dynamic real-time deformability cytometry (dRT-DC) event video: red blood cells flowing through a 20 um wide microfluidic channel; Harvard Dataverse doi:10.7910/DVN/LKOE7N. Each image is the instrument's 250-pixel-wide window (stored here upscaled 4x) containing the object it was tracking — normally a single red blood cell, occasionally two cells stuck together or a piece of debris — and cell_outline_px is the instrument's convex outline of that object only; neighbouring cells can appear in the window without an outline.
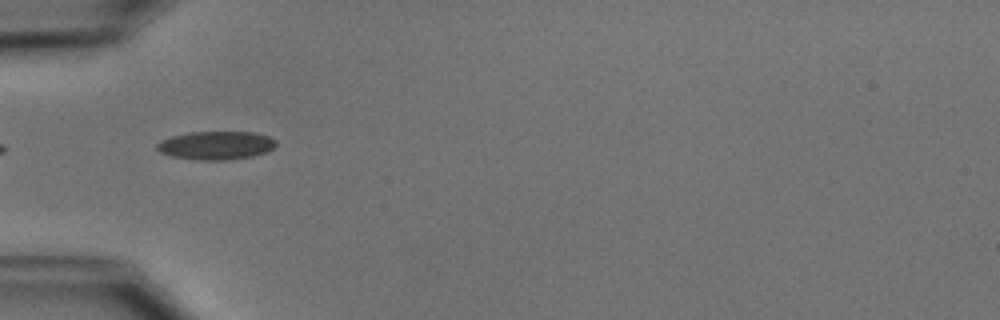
{"species": "common noctule bat (a hibernating species)", "species_latin": "Nyctalus noctula", "temperature_condition": "cold", "stored_images_in_passage": 35, "camera_frame_rate_fps": 3000, "um_per_image_px": 0.085, "animal": {"sex": "male", "body_mass_g": 15.6}, "frame": {"image": 1, "passage_image": 1, "time_ms": 0.0, "image_size_px": [1000, 320], "cell_outline_px": [[276, 144], [272, 148], [264, 152], [252, 156], [228, 160], [200, 160], [172, 156], [160, 152], [156, 148], [156, 144], [160, 140], [172, 136], [192, 132], [252, 132], [268, 136], [276, 140]], "centroid_in_image_um": [18.34, 12.35], "position_along_channel_um": 66.7, "area_um2": 19.54}, "authors_computed_cell_mechanics": {"area_um2": 18.1492, "velocity_mm_per_s": 3.9507, "shape_relaxation_time_tau1_ms": 3.1457, "shape_relaxation_time_tau2_ms": null, "deformation_change_tau1": 0.114, "deformation_change_tau2": null}}